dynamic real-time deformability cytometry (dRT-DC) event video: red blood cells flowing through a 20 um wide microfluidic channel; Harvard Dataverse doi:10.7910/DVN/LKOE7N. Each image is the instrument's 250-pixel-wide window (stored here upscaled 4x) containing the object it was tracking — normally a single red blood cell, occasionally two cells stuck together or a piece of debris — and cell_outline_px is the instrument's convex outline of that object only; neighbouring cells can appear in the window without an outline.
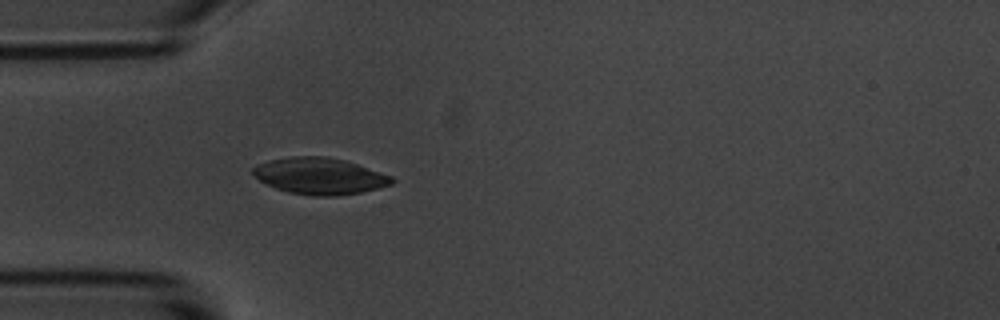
{"species": "common noctule bat (a hibernating species)", "species_latin": "Nyctalus noctula", "temperature_condition": "room temperature", "stored_images_in_passage": 3, "camera_frame_rate_fps": 3000, "um_per_image_px": 0.085, "animal": {"sex": "male", "body_mass_g": 20.1, "forearm_length_mm": 53.5}, "frame": {"image": 1, "passage_image": 3, "time_ms": 3.333, "image_size_px": [1000, 320], "cell_outline_px": [[396, 180], [392, 184], [380, 188], [360, 192], [336, 196], [312, 196], [288, 192], [276, 188], [260, 180], [252, 172], [252, 168], [268, 160], [292, 156], [324, 156], [344, 160], [392, 176]], "centroid_in_image_um": [27.19, 14.96], "position_along_channel_um": 57.8, "area_um2": 29.36}}